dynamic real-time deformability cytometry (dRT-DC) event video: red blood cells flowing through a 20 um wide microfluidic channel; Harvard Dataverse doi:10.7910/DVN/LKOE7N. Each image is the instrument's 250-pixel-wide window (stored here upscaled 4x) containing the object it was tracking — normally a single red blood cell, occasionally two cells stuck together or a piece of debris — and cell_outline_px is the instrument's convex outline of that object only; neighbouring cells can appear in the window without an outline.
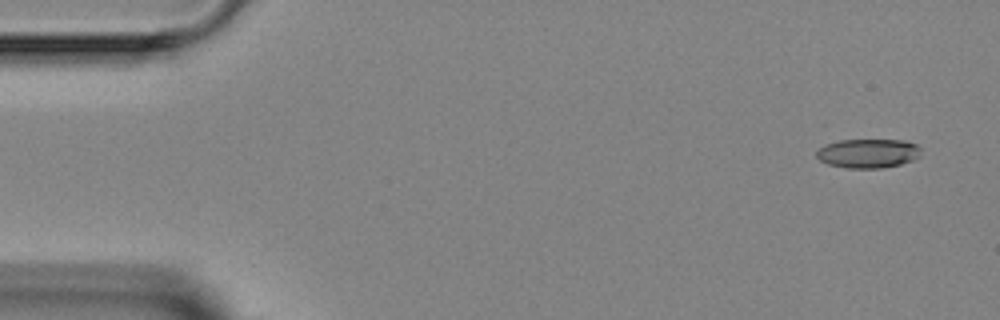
{"species": "Egyptian fruit bat (a non-hibernating species)", "species_latin": "Rousettus aegyptiacus", "temperature_condition": "room temperature", "stored_images_in_passage": 5, "camera_frame_rate_fps": 3000, "um_per_image_px": 0.085, "animal": {"sex": "female"}, "frame": {"image": 1, "passage_image": 1, "time_ms": 0.0, "image_size_px": [1000, 320], "cell_outline_px": [[920, 156], [912, 160], [900, 164], [884, 168], [848, 168], [828, 164], [820, 160], [816, 156], [816, 152], [824, 144], [840, 140], [904, 140], [916, 144], [920, 148]], "centroid_in_image_um": [73.78, 13.03], "position_along_channel_um": 11.2, "area_um2": 17.74}}
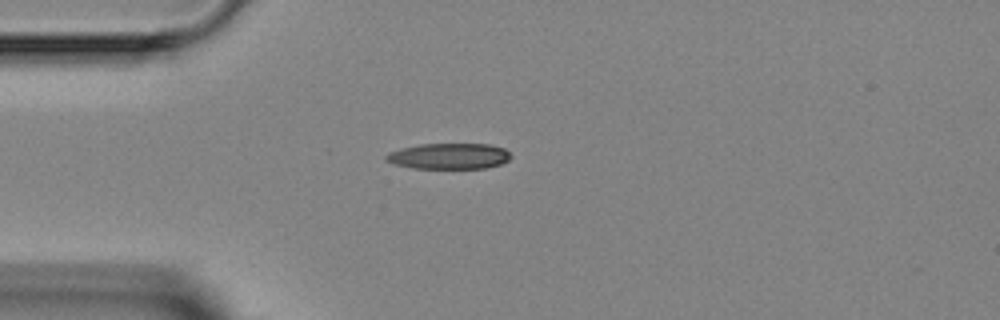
{"frame": {"image": 2, "passage_image": 4, "time_ms": 3.333, "image_size_px": [1000, 320], "cell_outline_px": [[512, 156], [508, 160], [500, 164], [484, 168], [412, 168], [392, 164], [384, 160], [384, 156], [388, 152], [400, 148], [420, 144], [488, 144], [504, 148]], "centroid_in_image_um": [38.1, 13.27], "position_along_channel_um": 46.9, "area_um2": 18.9}}